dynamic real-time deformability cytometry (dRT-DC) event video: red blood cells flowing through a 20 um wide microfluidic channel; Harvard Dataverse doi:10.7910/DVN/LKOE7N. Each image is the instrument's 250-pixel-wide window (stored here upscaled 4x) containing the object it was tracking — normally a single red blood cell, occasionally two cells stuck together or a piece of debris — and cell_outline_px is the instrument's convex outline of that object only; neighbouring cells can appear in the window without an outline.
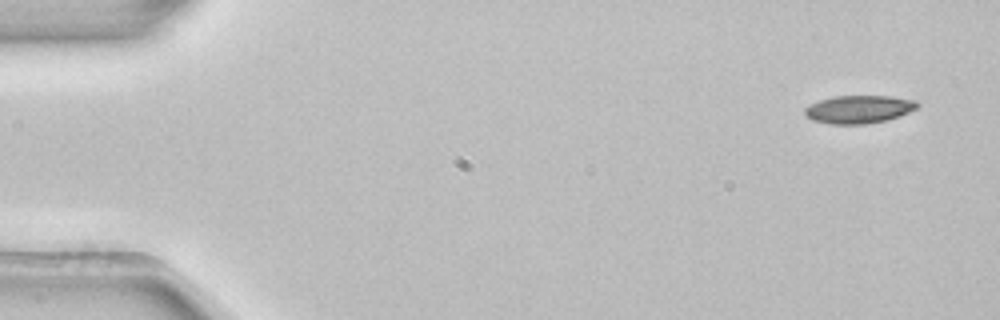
{"species": "common noctule bat (a hibernating species)", "species_latin": "Nyctalus noctula", "temperature_condition": "room temperature", "stored_images_in_passage": 4, "camera_frame_rate_fps": 3000, "um_per_image_px": 0.085, "animal": {"sex": "female", "body_mass_g": 22.7, "forearm_length_mm": 54.2}, "frame": {"image": 1, "passage_image": 1, "time_ms": 0.0, "image_size_px": [1000, 320], "cell_outline_px": [[920, 104], [916, 108], [900, 116], [888, 120], [868, 124], [832, 124], [812, 120], [804, 112], [804, 108], [820, 100], [832, 96], [888, 96], [916, 100]], "centroid_in_image_um": [73.03, 9.29], "position_along_channel_um": 12.0, "area_um2": 18.32}}
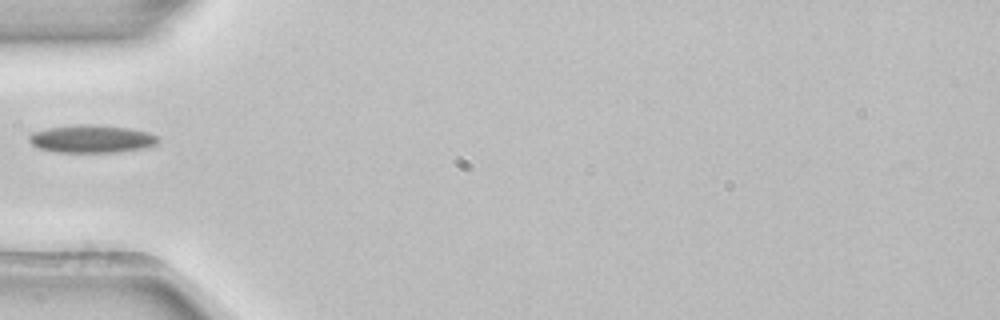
{"frame": {"image": 2, "passage_image": 4, "time_ms": 1.0, "image_size_px": [1000, 320], "cell_outline_px": [[160, 140], [156, 144], [144, 148], [116, 152], [56, 152], [36, 148], [28, 140], [28, 136], [32, 132], [48, 128], [80, 124], [92, 124], [132, 128], [148, 132], [156, 136]], "centroid_in_image_um": [7.77, 11.8], "position_along_channel_um": 77.2, "area_um2": 21.04}}